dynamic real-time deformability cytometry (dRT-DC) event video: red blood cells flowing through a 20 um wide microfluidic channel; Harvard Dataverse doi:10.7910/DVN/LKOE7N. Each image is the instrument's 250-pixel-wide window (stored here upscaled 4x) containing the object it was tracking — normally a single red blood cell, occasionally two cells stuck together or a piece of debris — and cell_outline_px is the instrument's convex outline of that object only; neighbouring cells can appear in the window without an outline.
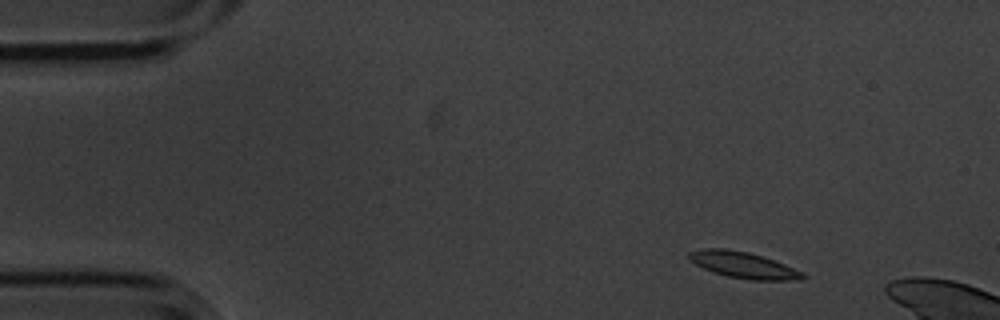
{"species": "common noctule bat (a hibernating species)", "species_latin": "Nyctalus noctula", "temperature_condition": "cold", "stored_images_in_passage": 7, "camera_frame_rate_fps": 3000, "um_per_image_px": 0.085, "animal": {"sex": "male", "body_mass_g": 20.1, "forearm_length_mm": 53.5}, "frame": {"image": 1, "passage_image": 1, "time_ms": 0.0, "image_size_px": [1000, 320], "cell_outline_px": [[808, 276], [792, 280], [752, 280], [728, 276], [712, 272], [688, 260], [688, 252], [704, 248], [728, 248], [748, 252], [784, 264], [804, 272]], "centroid_in_image_um": [63.15, 22.52], "position_along_channel_um": 21.9, "area_um2": 17.28}}